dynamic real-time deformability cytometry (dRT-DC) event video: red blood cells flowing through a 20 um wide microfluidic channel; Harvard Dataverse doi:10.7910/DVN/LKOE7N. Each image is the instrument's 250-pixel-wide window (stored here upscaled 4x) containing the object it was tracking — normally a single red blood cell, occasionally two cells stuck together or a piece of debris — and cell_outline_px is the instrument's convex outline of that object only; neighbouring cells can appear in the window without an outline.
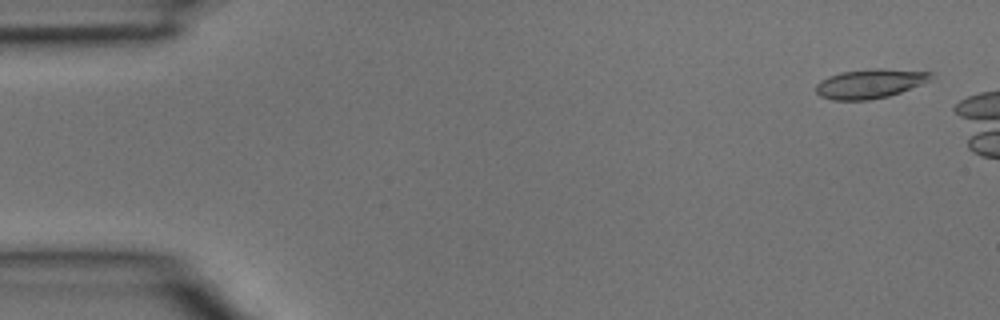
{"species": "common noctule bat (a hibernating species)", "species_latin": "Nyctalus noctula", "temperature_condition": "room temperature", "stored_images_in_passage": 4, "camera_frame_rate_fps": 3000, "um_per_image_px": 0.085, "animal": {"sex": "male", "body_mass_g": 15.6}, "frame": {"image": 1, "passage_image": 1, "time_ms": 0.0, "image_size_px": [1000, 320], "cell_outline_px": [[932, 80], [900, 92], [888, 96], [868, 100], [832, 100], [820, 96], [816, 92], [816, 84], [820, 80], [828, 76], [840, 72], [868, 68], [884, 68], [932, 72]], "centroid_in_image_um": [73.93, 7.09], "position_along_channel_um": 11.1, "area_um2": 19.83}}